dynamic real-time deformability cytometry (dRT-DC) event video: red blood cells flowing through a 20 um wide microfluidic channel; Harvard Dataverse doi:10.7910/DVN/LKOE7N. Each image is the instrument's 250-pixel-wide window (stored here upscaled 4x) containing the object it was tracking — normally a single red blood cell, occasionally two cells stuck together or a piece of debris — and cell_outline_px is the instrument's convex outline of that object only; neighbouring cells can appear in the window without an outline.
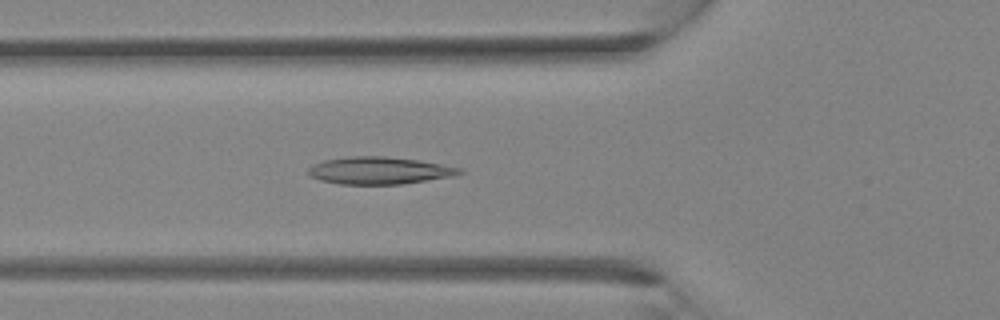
{"species": "Egyptian fruit bat (a non-hibernating species)", "species_latin": "Rousettus aegyptiacus", "temperature_condition": "room temperature", "stored_images_in_passage": 33, "camera_frame_rate_fps": 3000, "um_per_image_px": 0.085, "animal": {"sex": "female"}, "frame": {"image": 1, "passage_image": 11, "time_ms": 3.333, "image_size_px": [1000, 320], "cell_outline_px": [[464, 172], [452, 176], [400, 184], [340, 184], [320, 180], [308, 176], [308, 168], [312, 164], [324, 160], [348, 156], [384, 156], [420, 160], [464, 168]], "centroid_in_image_um": [32.22, 14.48], "position_along_channel_um": 93.6, "area_um2": 24.16}}
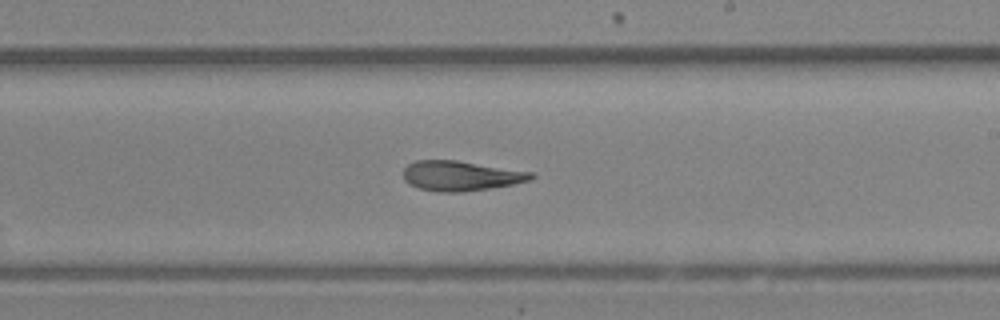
{"frame": {"image": 2, "passage_image": 19, "time_ms": 6.0, "image_size_px": [1000, 320], "cell_outline_px": [[536, 176], [532, 180], [512, 184], [488, 188], [460, 192], [436, 192], [420, 188], [408, 184], [404, 180], [404, 168], [408, 164], [416, 160], [456, 160], [532, 172]], "centroid_in_image_um": [39.15, 14.94], "position_along_channel_um": 249.8, "area_um2": 22.2}}
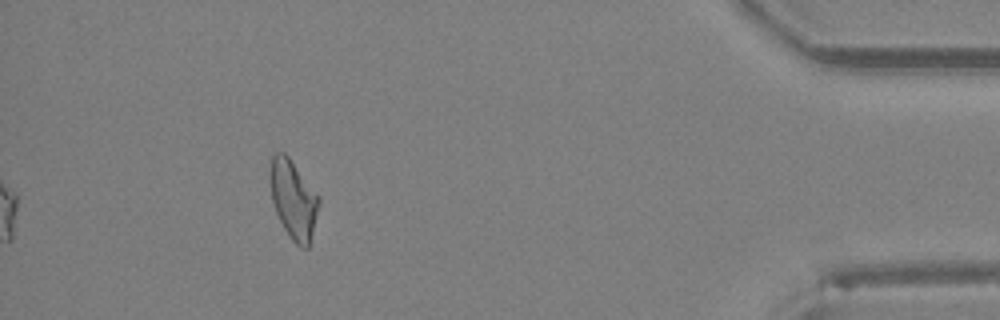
{"frame": {"image": 3, "passage_image": 30, "time_ms": 9.667, "image_size_px": [1000, 320], "cell_outline_px": [[320, 204], [308, 248], [300, 248], [288, 236], [276, 212], [272, 200], [268, 176], [268, 172], [272, 156], [276, 152], [284, 152], [288, 156], [320, 196]], "centroid_in_image_um": [24.92, 16.93], "position_along_channel_um": 410.3, "area_um2": 22.6}}